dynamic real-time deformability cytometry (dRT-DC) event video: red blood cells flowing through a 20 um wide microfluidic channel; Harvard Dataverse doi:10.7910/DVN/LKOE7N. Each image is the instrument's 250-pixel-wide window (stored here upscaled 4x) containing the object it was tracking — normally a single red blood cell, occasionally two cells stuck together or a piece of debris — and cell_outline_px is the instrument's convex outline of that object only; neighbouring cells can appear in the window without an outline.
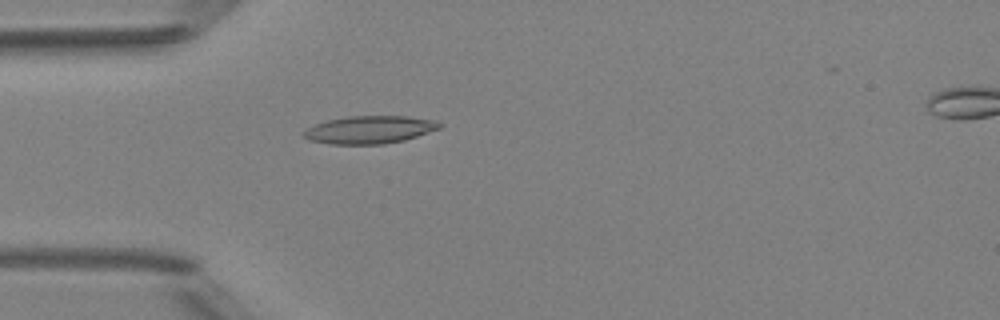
{"species": "Egyptian fruit bat (a non-hibernating species)", "species_latin": "Rousettus aegyptiacus", "temperature_condition": "room temperature", "stored_images_in_passage": 2, "camera_frame_rate_fps": 3000, "um_per_image_px": 0.085, "animal": {"sex": "female"}, "frame": {"image": 1, "passage_image": 1, "time_ms": 0.0, "image_size_px": [1000, 320], "cell_outline_px": [[440, 128], [404, 140], [384, 144], [328, 144], [308, 140], [300, 136], [300, 132], [316, 124], [328, 120], [348, 116], [408, 116], [436, 120], [440, 124]], "centroid_in_image_um": [31.35, 11.03], "position_along_channel_um": 53.6, "area_um2": 22.02}}